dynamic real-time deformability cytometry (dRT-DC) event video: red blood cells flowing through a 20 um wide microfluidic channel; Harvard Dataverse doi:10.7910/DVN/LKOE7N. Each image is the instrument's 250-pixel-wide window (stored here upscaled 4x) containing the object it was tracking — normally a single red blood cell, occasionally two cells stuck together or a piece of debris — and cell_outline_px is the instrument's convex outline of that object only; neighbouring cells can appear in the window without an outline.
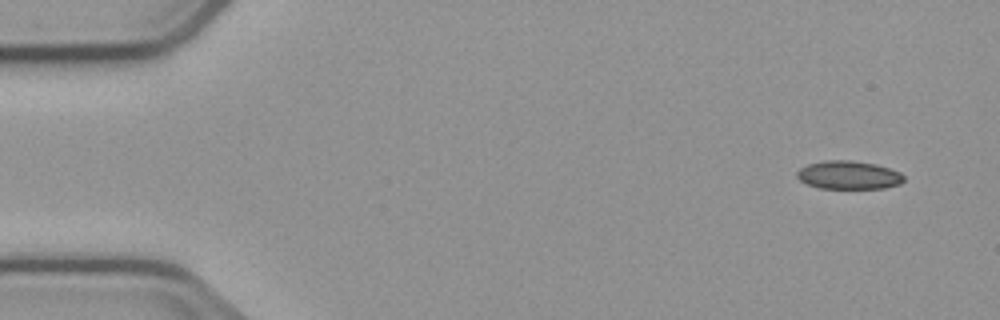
{"species": "common noctule bat (a hibernating species)", "species_latin": "Nyctalus noctula", "temperature_condition": "cold", "stored_images_in_passage": 4, "camera_frame_rate_fps": 3000, "um_per_image_px": 0.085, "animal": {"sex": "male", "body_mass_g": 23.1, "forearm_length_mm": 52.7}, "frame": {"image": 1, "passage_image": 1, "time_ms": 0.0, "image_size_px": [1000, 320], "cell_outline_px": [[904, 180], [900, 184], [884, 188], [820, 188], [808, 184], [800, 180], [796, 176], [796, 172], [800, 168], [808, 164], [824, 160], [852, 160], [876, 164], [900, 172], [904, 176]], "centroid_in_image_um": [72.13, 14.87], "position_along_channel_um": 12.9, "area_um2": 17.63}}